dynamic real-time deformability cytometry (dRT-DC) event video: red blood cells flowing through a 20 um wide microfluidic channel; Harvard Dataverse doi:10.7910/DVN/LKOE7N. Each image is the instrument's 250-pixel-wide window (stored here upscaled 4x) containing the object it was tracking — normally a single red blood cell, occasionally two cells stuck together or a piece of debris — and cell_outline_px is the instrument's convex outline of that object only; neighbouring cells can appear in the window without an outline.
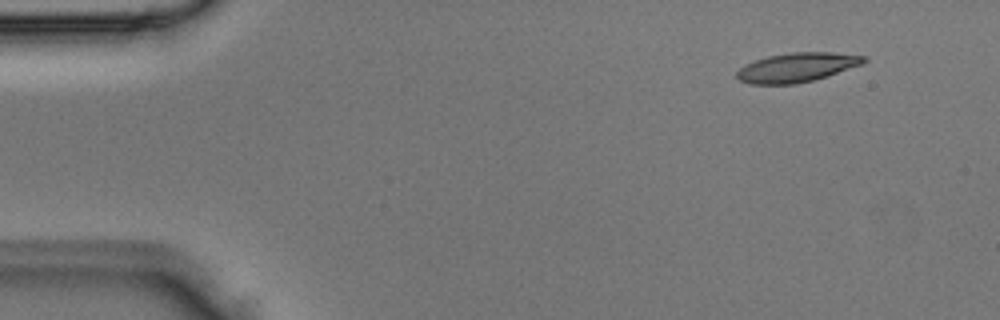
{"species": "Egyptian fruit bat (a non-hibernating species)", "species_latin": "Rousettus aegyptiacus", "temperature_condition": "room temperature", "stored_images_in_passage": 3, "camera_frame_rate_fps": 3000, "um_per_image_px": 0.085, "animal": {"sex": "male"}, "frame": {"image": 1, "passage_image": 1, "time_ms": 0.0, "image_size_px": [1000, 320], "cell_outline_px": [[868, 60], [864, 64], [828, 76], [796, 84], [748, 84], [740, 80], [736, 76], [736, 72], [740, 68], [756, 60], [768, 56], [792, 52], [832, 52], [868, 56]], "centroid_in_image_um": [67.8, 5.73], "position_along_channel_um": 17.2, "area_um2": 21.73}}
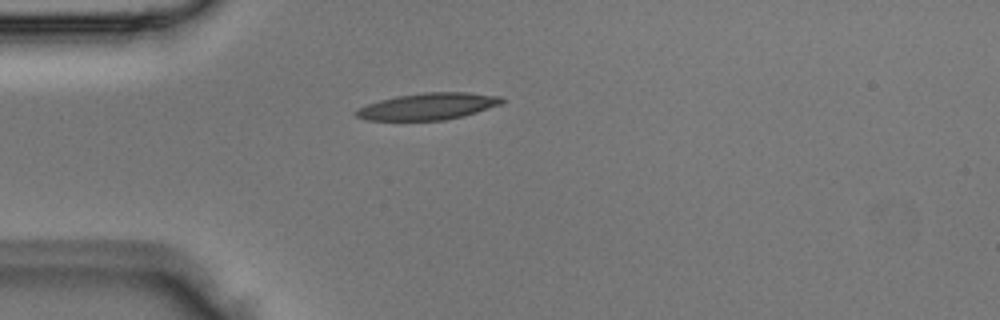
{"frame": {"image": 2, "passage_image": 3, "time_ms": 0.667, "image_size_px": [1000, 320], "cell_outline_px": [[504, 100], [500, 104], [464, 116], [444, 120], [364, 120], [356, 116], [352, 112], [356, 108], [380, 100], [396, 96], [424, 92], [468, 92], [500, 96]], "centroid_in_image_um": [36.33, 9.04], "position_along_channel_um": 48.7, "area_um2": 22.72}}